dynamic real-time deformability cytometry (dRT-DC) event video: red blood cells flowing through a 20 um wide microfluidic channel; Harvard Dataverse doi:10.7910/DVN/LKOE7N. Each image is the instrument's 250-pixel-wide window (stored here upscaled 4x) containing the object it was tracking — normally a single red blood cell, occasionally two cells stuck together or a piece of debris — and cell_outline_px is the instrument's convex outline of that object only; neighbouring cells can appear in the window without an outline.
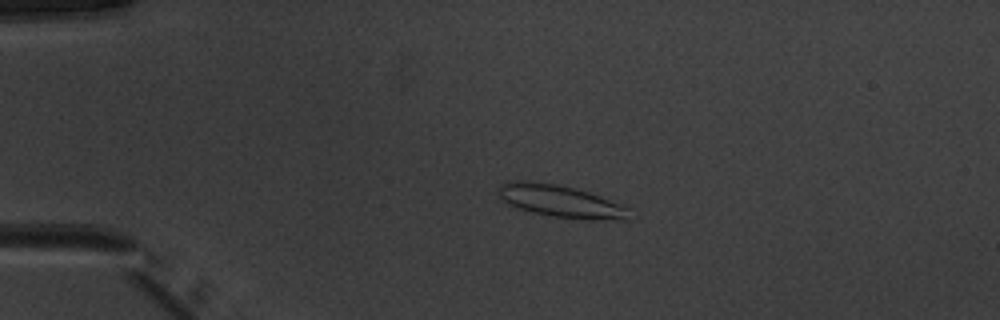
{"species": "common noctule bat (a hibernating species)", "species_latin": "Nyctalus noctula", "temperature_condition": "warm", "stored_images_in_passage": 52, "camera_frame_rate_fps": 3000, "um_per_image_px": 0.085, "animal": {"sex": "male", "body_mass_g": 20.1, "forearm_length_mm": 53.5}, "frame": {"image": 1, "passage_image": 12, "time_ms": 3.667, "image_size_px": [1000, 320], "cell_outline_px": [[632, 220], [588, 220], [556, 216], [532, 212], [516, 208], [508, 204], [500, 196], [500, 184], [508, 180], [528, 180], [560, 184], [588, 192], [600, 196], [632, 208]], "centroid_in_image_um": [47.74, 17.1], "position_along_channel_um": 37.3, "area_um2": 25.03}}
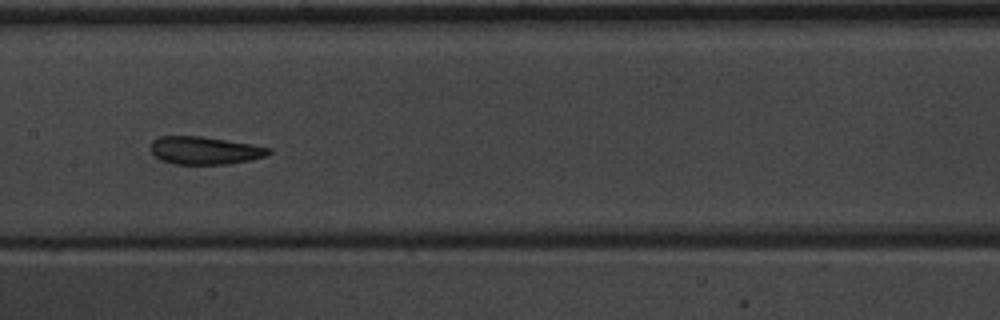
{"frame": {"image": 2, "passage_image": 27, "time_ms": 8.667, "image_size_px": [1000, 320], "cell_outline_px": [[272, 152], [264, 156], [252, 160], [228, 164], [172, 164], [160, 160], [148, 148], [152, 140], [160, 136], [200, 136], [252, 144], [272, 148]], "centroid_in_image_um": [17.38, 12.79], "position_along_channel_um": 190.0, "area_um2": 19.31}}
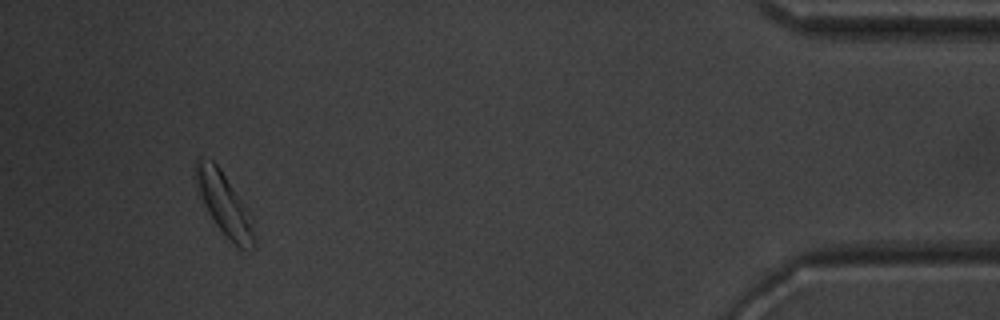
{"frame": {"image": 3, "passage_image": 49, "time_ms": 16.0, "image_size_px": [1000, 320], "cell_outline_px": [[256, 248], [252, 252], [248, 252], [236, 248], [212, 220], [196, 192], [196, 160], [212, 160], [220, 168], [252, 216], [256, 236]], "centroid_in_image_um": [19.12, 17.49], "position_along_channel_um": 416.1, "area_um2": 21.68}, "authors_computed_cell_mechanics": {"area_um2": 20.3745, "velocity_mm_per_s": 3.9143, "shape_relaxation_time_tau1_ms": 3.6193, "shape_relaxation_time_tau2_ms": 1.6919, "deformation_change_tau1": 0.116, "deformation_change_tau2": 0.0766}}